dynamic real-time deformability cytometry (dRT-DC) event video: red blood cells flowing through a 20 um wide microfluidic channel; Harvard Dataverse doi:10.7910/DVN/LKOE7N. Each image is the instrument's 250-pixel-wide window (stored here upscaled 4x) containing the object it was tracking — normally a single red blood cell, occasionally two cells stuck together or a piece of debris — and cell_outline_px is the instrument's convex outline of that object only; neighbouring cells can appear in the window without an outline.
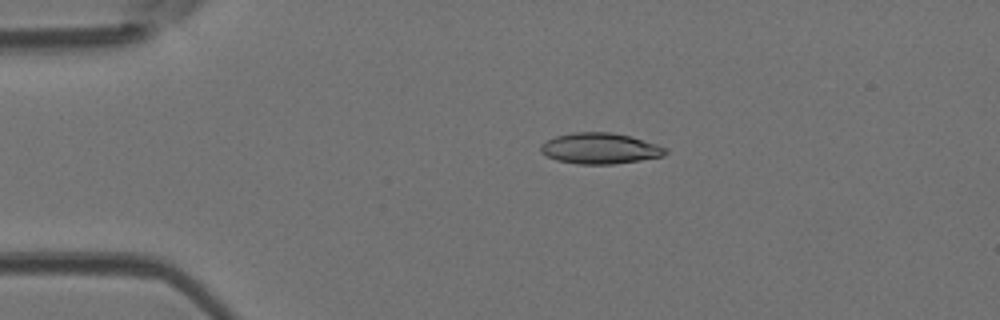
{"species": "Egyptian fruit bat (a non-hibernating species)", "species_latin": "Rousettus aegyptiacus", "temperature_condition": "room temperature", "stored_images_in_passage": 2, "camera_frame_rate_fps": 3000, "um_per_image_px": 0.085, "animal": {"sex": "female"}, "frame": {"image": 1, "passage_image": 1, "time_ms": 0.0, "image_size_px": [1000, 320], "cell_outline_px": [[668, 152], [664, 156], [640, 160], [612, 164], [580, 164], [556, 160], [540, 152], [540, 144], [556, 136], [572, 132], [612, 132], [628, 136], [656, 144], [668, 148]], "centroid_in_image_um": [51.0, 12.61], "position_along_channel_um": 34.0, "area_um2": 22.37}}